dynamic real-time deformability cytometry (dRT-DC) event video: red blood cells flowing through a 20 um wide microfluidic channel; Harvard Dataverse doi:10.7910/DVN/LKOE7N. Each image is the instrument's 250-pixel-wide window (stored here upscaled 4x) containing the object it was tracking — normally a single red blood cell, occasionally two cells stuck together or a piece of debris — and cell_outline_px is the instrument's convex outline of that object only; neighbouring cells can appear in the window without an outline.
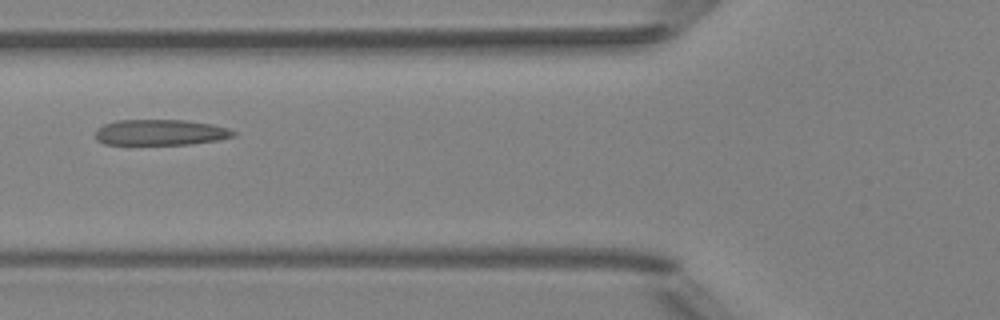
{"species": "Egyptian fruit bat (a non-hibernating species)", "species_latin": "Rousettus aegyptiacus", "temperature_condition": "room temperature", "stored_images_in_passage": 6, "camera_frame_rate_fps": 3000, "um_per_image_px": 0.085, "animal": {"sex": "female"}, "frame": {"image": 1, "passage_image": 6, "time_ms": 1.667, "image_size_px": [1000, 320], "cell_outline_px": [[236, 136], [220, 140], [188, 144], [104, 144], [96, 140], [96, 128], [104, 124], [116, 120], [184, 120], [212, 124], [228, 128], [236, 132]], "centroid_in_image_um": [13.64, 11.25], "position_along_channel_um": 112.2, "area_um2": 20.81}}